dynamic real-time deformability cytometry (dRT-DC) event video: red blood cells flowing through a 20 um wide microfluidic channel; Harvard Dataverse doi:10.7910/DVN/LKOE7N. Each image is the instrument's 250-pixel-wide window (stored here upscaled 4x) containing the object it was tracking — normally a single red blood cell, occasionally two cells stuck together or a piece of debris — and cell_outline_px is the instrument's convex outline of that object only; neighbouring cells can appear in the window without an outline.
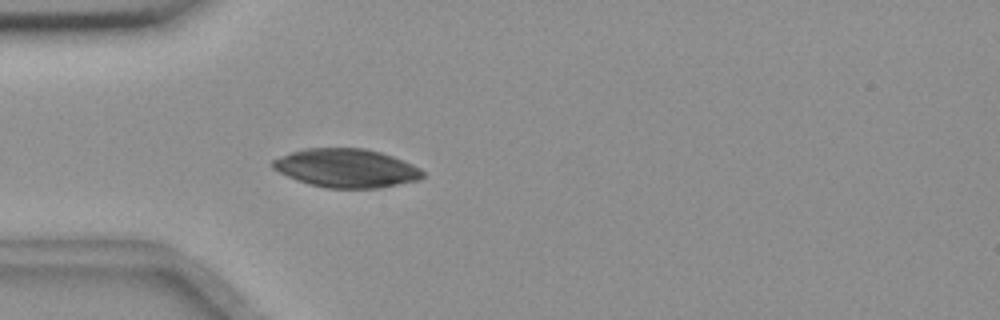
{"species": "common noctule bat (a hibernating species)", "species_latin": "Nyctalus noctula", "temperature_condition": "room temperature", "stored_images_in_passage": 3, "camera_frame_rate_fps": 3000, "um_per_image_px": 0.085, "animal": {"sex": "female", "body_mass_g": 18.4}, "frame": {"image": 1, "passage_image": 3, "time_ms": 2.333, "image_size_px": [1000, 320], "cell_outline_px": [[424, 176], [420, 180], [380, 188], [328, 188], [308, 184], [296, 180], [272, 168], [272, 160], [280, 156], [304, 148], [364, 148], [380, 152], [392, 156], [412, 164], [420, 168], [424, 172]], "centroid_in_image_um": [29.45, 14.29], "position_along_channel_um": 55.6, "area_um2": 33.81}}